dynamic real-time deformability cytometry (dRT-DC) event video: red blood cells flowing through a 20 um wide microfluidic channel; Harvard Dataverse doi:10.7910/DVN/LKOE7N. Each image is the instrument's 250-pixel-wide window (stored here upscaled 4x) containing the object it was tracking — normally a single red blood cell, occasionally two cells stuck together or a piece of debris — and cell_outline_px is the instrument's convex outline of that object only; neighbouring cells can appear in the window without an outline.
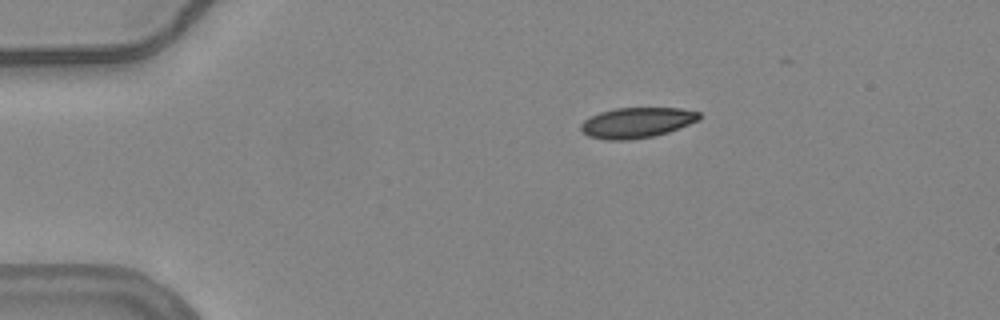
{"species": "common noctule bat (a hibernating species)", "species_latin": "Nyctalus noctula", "temperature_condition": "warm", "stored_images_in_passage": 35, "camera_frame_rate_fps": 3000, "um_per_image_px": 0.085, "animal": {"sex": "female", "body_mass_g": 24.6, "forearm_length_mm": 56.2}, "frame": {"image": 1, "passage_image": 1, "time_ms": 0.0, "image_size_px": [1000, 320], "cell_outline_px": [[700, 120], [668, 132], [652, 136], [628, 140], [604, 140], [588, 136], [580, 128], [580, 124], [584, 120], [600, 112], [616, 108], [680, 108], [700, 112]], "centroid_in_image_um": [54.13, 10.42], "position_along_channel_um": 30.9, "area_um2": 20.92}}
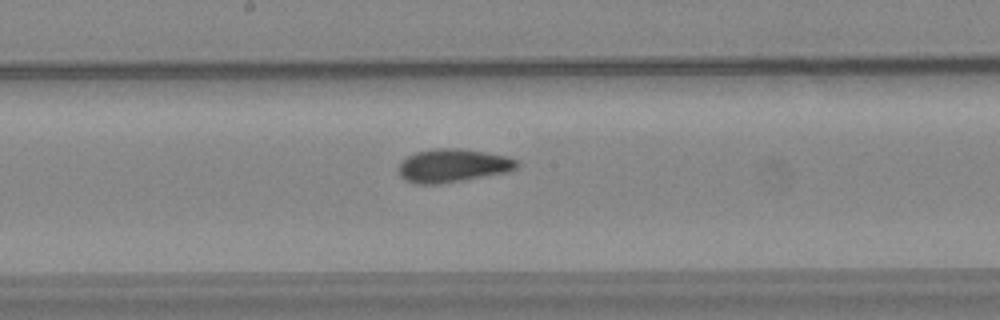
{"frame": {"image": 2, "passage_image": 20, "time_ms": 6.333, "image_size_px": [1000, 320], "cell_outline_px": [[520, 164], [516, 168], [508, 172], [464, 180], [440, 184], [416, 184], [404, 180], [400, 176], [396, 168], [408, 156], [416, 152], [432, 148], [460, 148], [508, 156], [516, 160]], "centroid_in_image_um": [38.47, 14.08], "position_along_channel_um": 209.7, "area_um2": 23.18}}
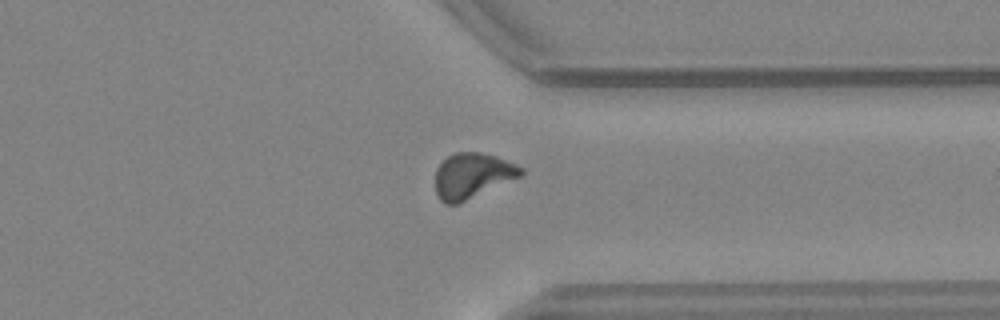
{"frame": {"image": 3, "passage_image": 33, "time_ms": 10.667, "image_size_px": [1000, 320], "cell_outline_px": [[524, 176], [456, 204], [444, 204], [436, 196], [436, 168], [448, 156], [456, 152], [476, 152], [496, 156], [516, 164], [524, 168]], "centroid_in_image_um": [40.18, 14.94], "position_along_channel_um": 371.2, "area_um2": 22.72}}